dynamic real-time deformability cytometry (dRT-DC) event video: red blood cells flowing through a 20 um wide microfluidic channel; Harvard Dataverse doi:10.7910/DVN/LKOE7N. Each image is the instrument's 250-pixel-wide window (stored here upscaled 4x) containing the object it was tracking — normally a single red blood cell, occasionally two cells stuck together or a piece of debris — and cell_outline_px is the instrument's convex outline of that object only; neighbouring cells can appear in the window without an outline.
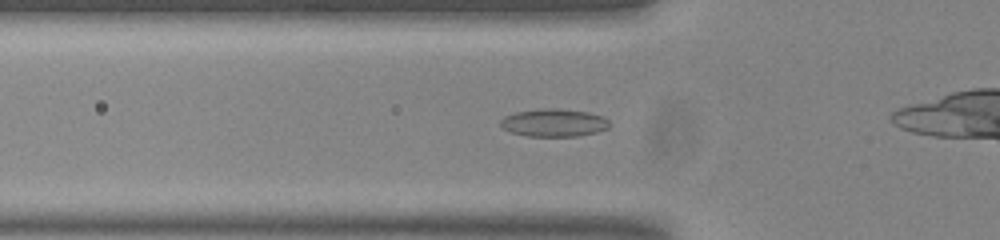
{"species": "common noctule bat (a hibernating species)", "species_latin": "Nyctalus noctula", "temperature_condition": "room temperature", "stored_images_in_passage": 42, "camera_frame_rate_fps": 3000, "um_per_image_px": 0.085, "animal": {"sex": "male", "body_mass_g": 20.0, "forearm_length_mm": 53.3}, "frame": {"image": 1, "passage_image": 17, "time_ms": 5.333, "image_size_px": [1000, 240], "cell_outline_px": [[608, 128], [596, 132], [576, 136], [528, 136], [512, 132], [504, 128], [500, 124], [500, 120], [504, 116], [516, 112], [540, 108], [560, 108], [588, 112], [600, 116], [608, 120]], "centroid_in_image_um": [47.05, 10.42], "position_along_channel_um": 78.7, "area_um2": 17.51}}
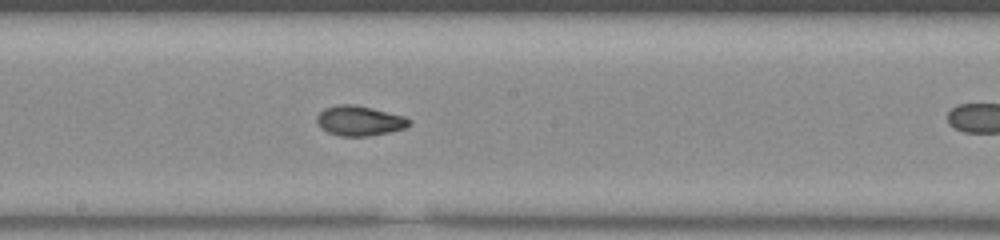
{"frame": {"image": 2, "passage_image": 28, "time_ms": 9.0, "image_size_px": [1000, 240], "cell_outline_px": [[412, 120], [404, 128], [388, 132], [368, 136], [340, 136], [328, 132], [320, 128], [316, 120], [316, 116], [324, 108], [336, 104], [356, 104], [404, 116]], "centroid_in_image_um": [30.51, 10.25], "position_along_channel_um": 217.7, "area_um2": 16.13}}
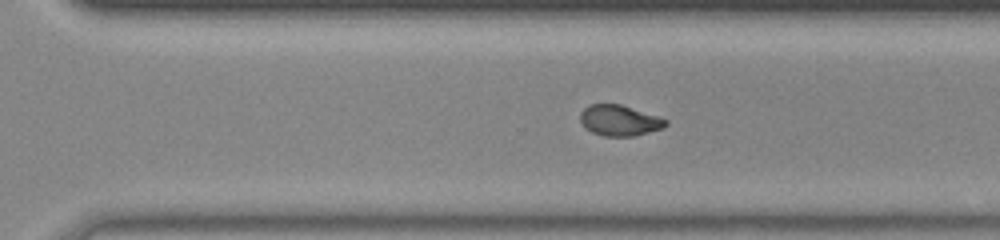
{"frame": {"image": 3, "passage_image": 36, "time_ms": 11.667, "image_size_px": [1000, 240], "cell_outline_px": [[668, 124], [664, 128], [632, 136], [604, 136], [592, 132], [584, 128], [580, 120], [580, 112], [588, 104], [620, 104], [668, 120]], "centroid_in_image_um": [52.62, 10.24], "position_along_channel_um": 318.0, "area_um2": 15.26}}